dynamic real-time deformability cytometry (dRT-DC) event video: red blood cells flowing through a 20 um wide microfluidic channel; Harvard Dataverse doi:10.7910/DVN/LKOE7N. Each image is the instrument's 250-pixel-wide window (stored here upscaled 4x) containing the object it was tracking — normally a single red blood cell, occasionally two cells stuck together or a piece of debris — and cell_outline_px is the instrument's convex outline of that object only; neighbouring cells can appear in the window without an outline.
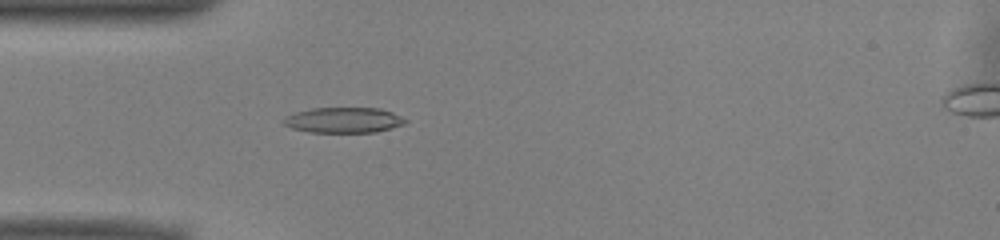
{"species": "common noctule bat (a hibernating species)", "species_latin": "Nyctalus noctula", "temperature_condition": "warm", "stored_images_in_passage": 51, "camera_frame_rate_fps": 3000, "um_per_image_px": 0.085, "animal": {"sex": "male", "body_mass_g": 13.0, "forearm_length_mm": 53.1}, "frame": {"image": 1, "passage_image": 15, "time_ms": 4.667, "image_size_px": [1000, 240], "cell_outline_px": [[408, 120], [404, 124], [376, 132], [308, 132], [292, 128], [284, 124], [280, 120], [284, 116], [296, 112], [312, 108], [380, 108], [392, 112]], "centroid_in_image_um": [29.17, 10.2], "position_along_channel_um": 55.8, "area_um2": 18.09}}
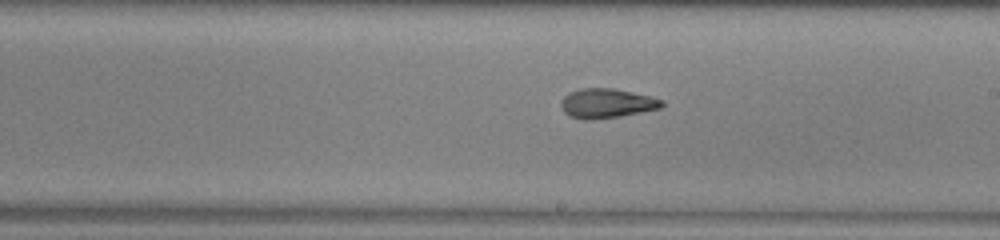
{"frame": {"image": 2, "passage_image": 29, "time_ms": 9.333, "image_size_px": [1000, 240], "cell_outline_px": [[664, 104], [660, 108], [620, 116], [592, 120], [584, 120], [568, 116], [564, 112], [560, 104], [560, 100], [568, 92], [580, 88], [612, 88], [652, 96], [664, 100]], "centroid_in_image_um": [51.54, 8.78], "position_along_channel_um": 237.5, "area_um2": 17.51}}
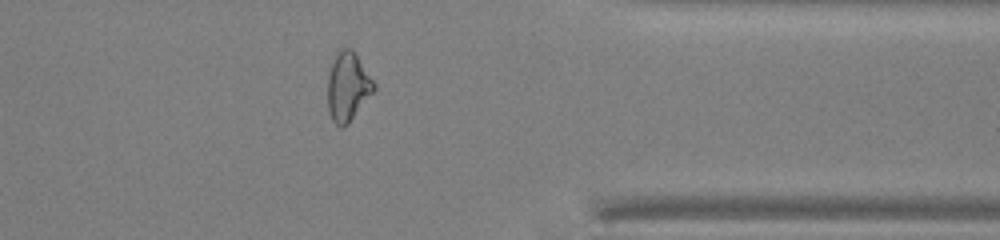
{"frame": {"image": 3, "passage_image": 41, "time_ms": 13.333, "image_size_px": [1000, 240], "cell_outline_px": [[376, 88], [348, 124], [344, 128], [340, 128], [332, 120], [328, 112], [328, 76], [336, 52], [340, 48], [352, 48], [376, 84]], "centroid_in_image_um": [29.56, 7.38], "position_along_channel_um": 381.8, "area_um2": 18.55}, "authors_computed_cell_mechanics": {"area_um2": 18.1492, "velocity_mm_per_s": 3.9736, "shape_relaxation_time_tau1_ms": null, "shape_relaxation_time_tau2_ms": 3.1147, "deformation_change_tau1": null, "deformation_change_tau2": 0.1007}}